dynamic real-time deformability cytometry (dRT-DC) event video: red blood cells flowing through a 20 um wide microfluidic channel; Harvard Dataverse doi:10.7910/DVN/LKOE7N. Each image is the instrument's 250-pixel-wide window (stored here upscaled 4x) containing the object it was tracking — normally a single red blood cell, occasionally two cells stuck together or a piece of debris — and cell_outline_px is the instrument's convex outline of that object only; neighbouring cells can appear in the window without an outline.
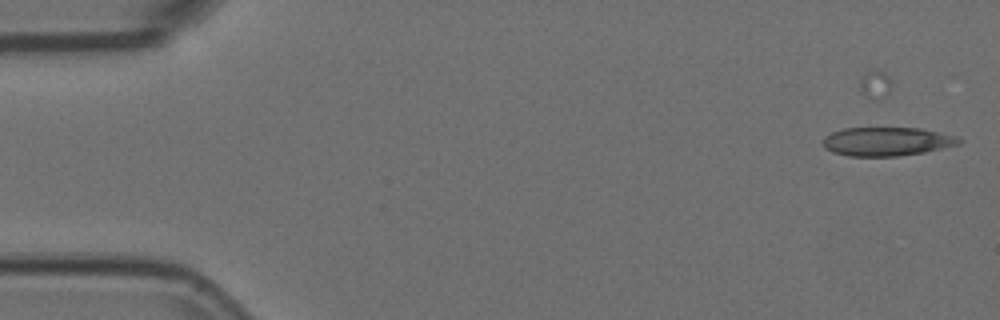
{"species": "Egyptian fruit bat (a non-hibernating species)", "species_latin": "Rousettus aegyptiacus", "temperature_condition": "room temperature", "stored_images_in_passage": 36, "camera_frame_rate_fps": 3000, "um_per_image_px": 0.085, "animal": {"sex": "female"}, "frame": {"image": 1, "passage_image": 5, "time_ms": 1.333, "image_size_px": [1000, 320], "cell_outline_px": [[964, 140], [960, 144], [924, 152], [896, 156], [848, 156], [832, 152], [824, 148], [824, 136], [832, 132], [844, 128], [920, 128], [952, 136]], "centroid_in_image_um": [75.34, 12.03], "position_along_channel_um": 9.7, "area_um2": 22.54}}
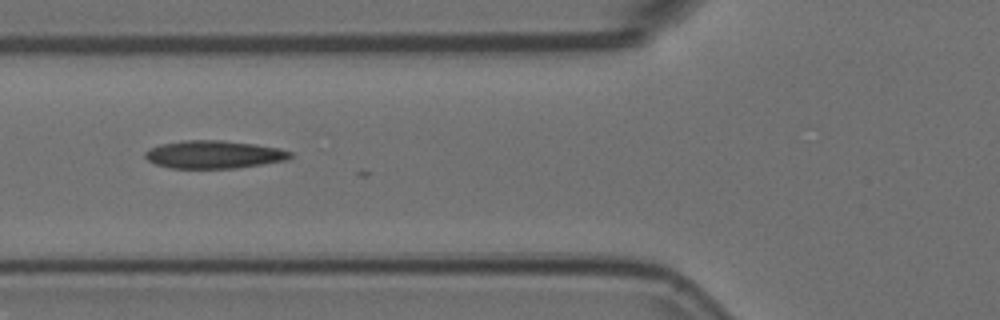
{"frame": {"image": 2, "passage_image": 23, "time_ms": 7.333, "image_size_px": [1000, 320], "cell_outline_px": [[292, 156], [288, 160], [236, 168], [168, 168], [156, 164], [148, 160], [144, 156], [144, 152], [148, 148], [160, 144], [184, 140], [220, 140], [256, 144], [280, 148], [292, 152]], "centroid_in_image_um": [18.17, 13.13], "position_along_channel_um": 107.6, "area_um2": 23.76}}
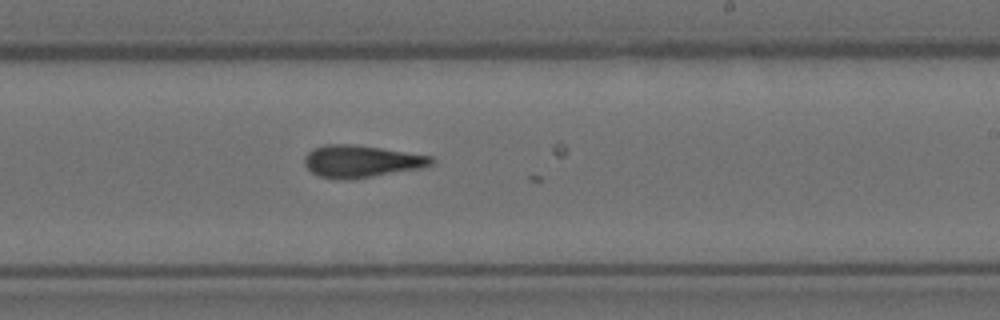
{"frame": {"image": 3, "passage_image": 35, "time_ms": 11.333, "image_size_px": [1000, 320], "cell_outline_px": [[436, 160], [432, 164], [420, 168], [368, 176], [336, 180], [320, 176], [312, 172], [304, 164], [304, 156], [312, 148], [324, 144], [356, 144], [432, 156]], "centroid_in_image_um": [30.67, 13.68], "position_along_channel_um": 258.3, "area_um2": 23.52}}